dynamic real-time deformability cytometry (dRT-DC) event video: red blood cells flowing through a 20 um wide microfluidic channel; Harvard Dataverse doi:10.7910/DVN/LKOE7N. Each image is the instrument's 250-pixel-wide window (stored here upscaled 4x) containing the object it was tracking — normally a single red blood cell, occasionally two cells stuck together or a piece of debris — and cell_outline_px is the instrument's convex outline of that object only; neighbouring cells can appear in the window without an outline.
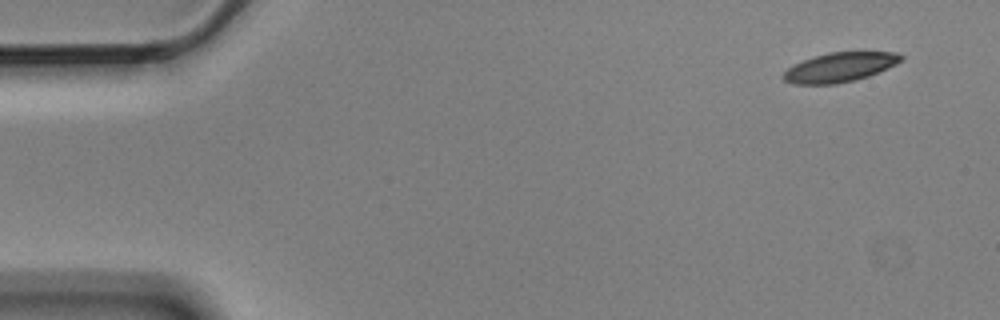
{"species": "Egyptian fruit bat (a non-hibernating species)", "species_latin": "Rousettus aegyptiacus", "temperature_condition": "cold", "stored_images_in_passage": 5, "segment_of_instrument_passage": [1, 2], "camera_frame_rate_fps": 3000, "um_per_image_px": 0.085, "animal": {"sex": "male"}, "frame": {"image": 1, "passage_image": 1, "time_ms": 0.0, "image_size_px": [1000, 320], "cell_outline_px": [[904, 60], [888, 68], [868, 76], [856, 80], [836, 84], [792, 84], [784, 80], [780, 76], [792, 64], [828, 52], [896, 52], [904, 56]], "centroid_in_image_um": [71.38, 5.72], "position_along_channel_um": 13.6, "area_um2": 20.29}}
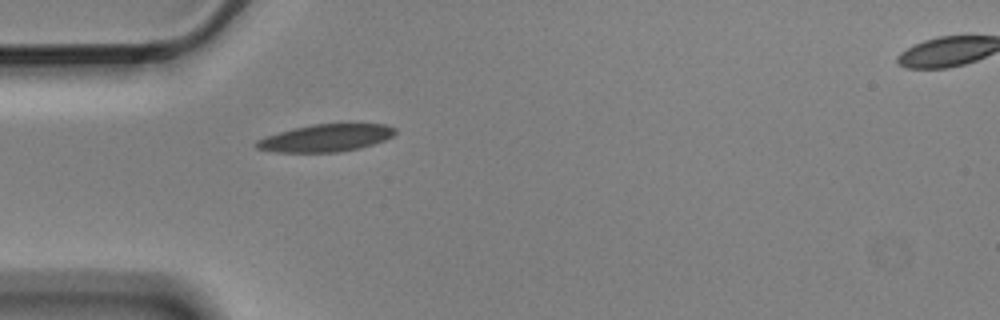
{"frame": {"image": 2, "passage_image": 4, "time_ms": 1.0, "image_size_px": [1000, 320], "cell_outline_px": [[396, 132], [392, 136], [384, 140], [360, 148], [336, 152], [276, 152], [256, 148], [252, 144], [256, 140], [264, 136], [292, 128], [312, 124], [384, 124], [396, 128]], "centroid_in_image_um": [27.63, 11.72], "position_along_channel_um": 57.4, "area_um2": 22.2}}